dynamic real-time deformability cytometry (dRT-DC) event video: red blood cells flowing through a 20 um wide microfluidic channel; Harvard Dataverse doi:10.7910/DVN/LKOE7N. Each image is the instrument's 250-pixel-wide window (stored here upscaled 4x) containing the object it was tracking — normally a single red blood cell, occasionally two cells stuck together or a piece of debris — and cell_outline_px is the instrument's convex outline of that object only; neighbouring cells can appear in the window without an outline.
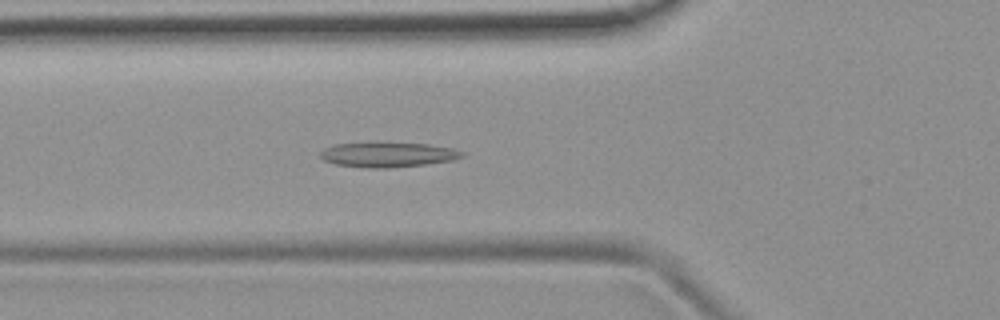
{"species": "common noctule bat (a hibernating species)", "species_latin": "Nyctalus noctula", "temperature_condition": "room temperature", "stored_images_in_passage": 52, "camera_frame_rate_fps": 3000, "um_per_image_px": 0.085, "animal": {"sex": "female", "body_mass_g": 19.9}, "frame": {"image": 1, "passage_image": 18, "time_ms": 5.667, "image_size_px": [1000, 320], "cell_outline_px": [[464, 156], [452, 160], [424, 164], [392, 168], [368, 168], [336, 164], [324, 160], [320, 156], [320, 152], [324, 148], [332, 144], [376, 140], [380, 140], [428, 144], [452, 148], [464, 152]], "centroid_in_image_um": [32.91, 13.1], "position_along_channel_um": 92.9, "area_um2": 21.44}}
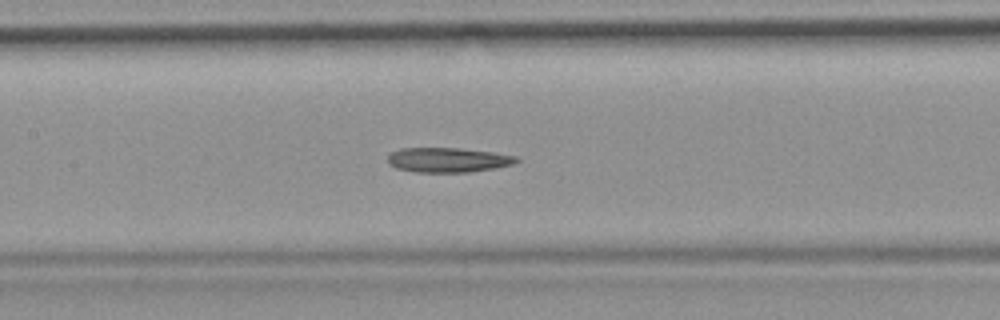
{"frame": {"image": 2, "passage_image": 24, "time_ms": 7.667, "image_size_px": [1000, 320], "cell_outline_px": [[520, 160], [512, 164], [496, 168], [468, 172], [416, 172], [396, 168], [388, 164], [388, 156], [392, 152], [400, 148], [460, 148], [496, 152], [516, 156]], "centroid_in_image_um": [38.09, 13.59], "position_along_channel_um": 169.3, "area_um2": 18.61}}
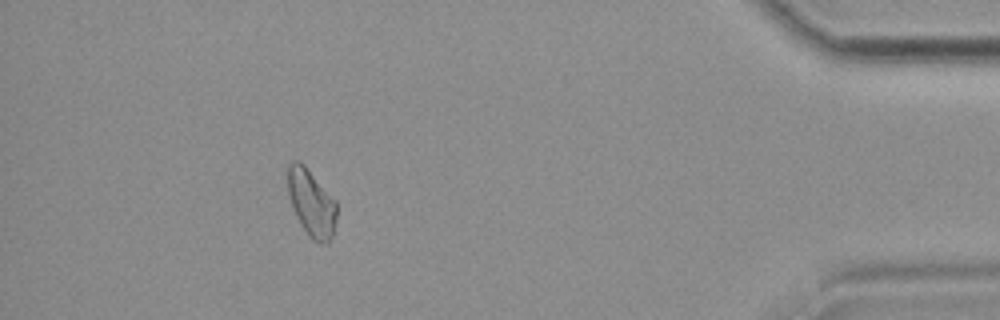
{"frame": {"image": 3, "passage_image": 47, "time_ms": 15.333, "image_size_px": [1000, 320], "cell_outline_px": [[336, 220], [332, 236], [328, 244], [320, 244], [312, 240], [308, 236], [300, 224], [292, 208], [288, 196], [288, 164], [292, 160], [300, 160], [304, 164], [336, 200]], "centroid_in_image_um": [26.46, 17.26], "position_along_channel_um": 408.7, "area_um2": 19.42}}